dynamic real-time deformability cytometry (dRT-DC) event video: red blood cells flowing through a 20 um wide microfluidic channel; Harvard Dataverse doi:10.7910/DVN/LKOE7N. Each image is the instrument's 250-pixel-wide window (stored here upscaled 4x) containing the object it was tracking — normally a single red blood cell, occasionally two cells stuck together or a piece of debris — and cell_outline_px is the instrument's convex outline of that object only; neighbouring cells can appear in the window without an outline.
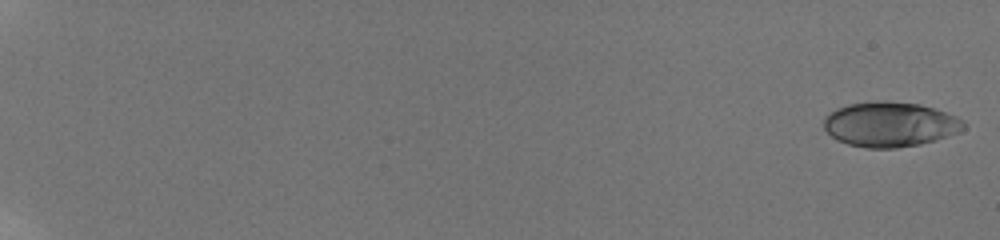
{"species": "human", "species_latin": "Homo sapiens", "temperature_condition": "room temperature", "stored_images_in_passage": 17, "camera_frame_rate_fps": 3000, "um_per_image_px": 0.085, "donor": {"sex": "male"}, "frame": {"image": 1, "passage_image": 1, "time_ms": 0.0, "image_size_px": [1000, 240], "cell_outline_px": [[964, 128], [960, 132], [936, 140], [920, 144], [896, 148], [864, 148], [848, 144], [832, 136], [824, 128], [824, 116], [836, 108], [848, 104], [920, 104], [936, 108], [956, 116], [964, 120]], "centroid_in_image_um": [75.68, 10.61], "position_along_channel_um": 9.3, "area_um2": 35.72}}
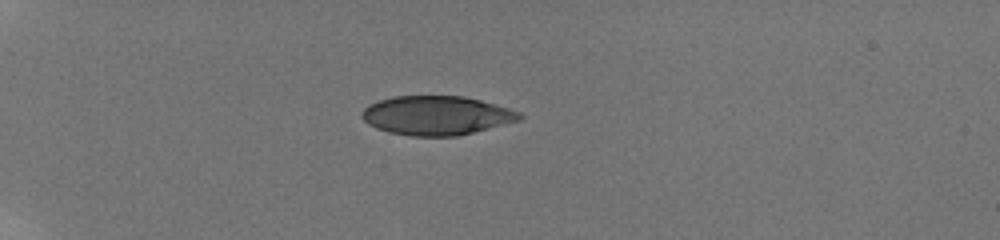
{"frame": {"image": 2, "passage_image": 11, "time_ms": 6.0, "image_size_px": [1000, 240], "cell_outline_px": [[524, 116], [520, 120], [456, 136], [412, 136], [388, 132], [376, 128], [368, 124], [360, 116], [360, 112], [368, 104], [376, 100], [392, 96], [464, 96], [496, 104], [520, 112]], "centroid_in_image_um": [37.05, 9.8], "position_along_channel_um": 47.9, "area_um2": 36.01}}
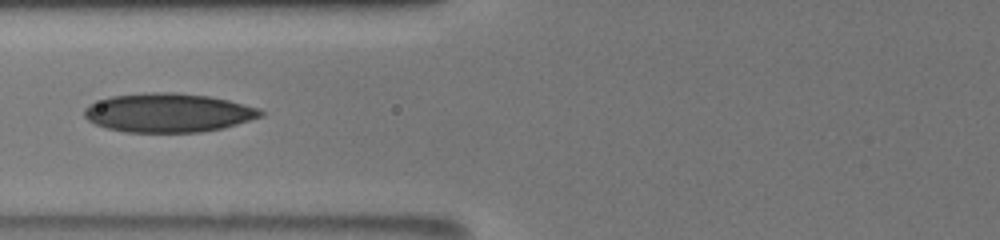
{"frame": {"image": 3, "passage_image": 16, "time_ms": 9.0, "image_size_px": [1000, 240], "cell_outline_px": [[264, 116], [224, 128], [200, 132], [124, 132], [108, 128], [96, 124], [88, 120], [84, 116], [84, 108], [88, 104], [112, 96], [152, 92], [176, 92], [208, 96], [228, 100], [260, 108], [264, 112]], "centroid_in_image_um": [14.33, 9.58], "position_along_channel_um": 111.5, "area_um2": 40.06}}